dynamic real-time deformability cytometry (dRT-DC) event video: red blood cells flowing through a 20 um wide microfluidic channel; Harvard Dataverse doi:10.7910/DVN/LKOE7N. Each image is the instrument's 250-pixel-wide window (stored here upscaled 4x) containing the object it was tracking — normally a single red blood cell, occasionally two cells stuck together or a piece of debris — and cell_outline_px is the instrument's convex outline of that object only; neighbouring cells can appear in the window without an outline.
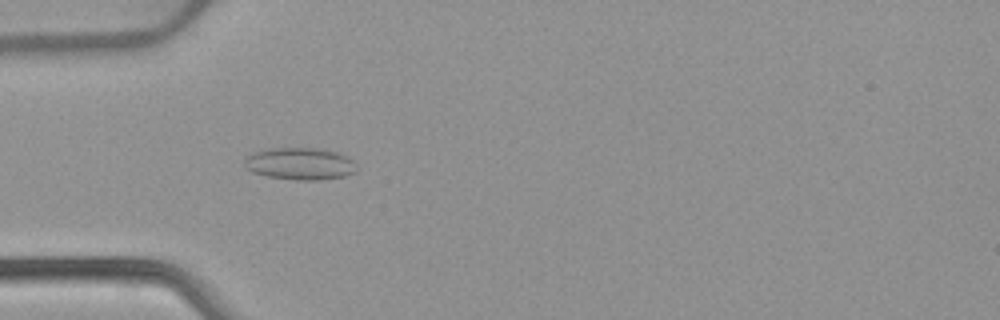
{"species": "common noctule bat (a hibernating species)", "species_latin": "Nyctalus noctula", "temperature_condition": "warm", "stored_images_in_passage": 44, "camera_frame_rate_fps": 3000, "um_per_image_px": 0.085, "animal": {"sex": "female", "body_mass_g": 22.7, "forearm_length_mm": 54.2}, "frame": {"image": 1, "passage_image": 8, "time_ms": 2.333, "image_size_px": [1000, 320], "cell_outline_px": [[356, 172], [344, 176], [320, 180], [296, 180], [268, 176], [252, 172], [244, 168], [244, 160], [252, 152], [268, 148], [324, 148], [336, 152], [352, 160], [356, 168]], "centroid_in_image_um": [25.46, 13.91], "position_along_channel_um": 59.5, "area_um2": 21.1}}
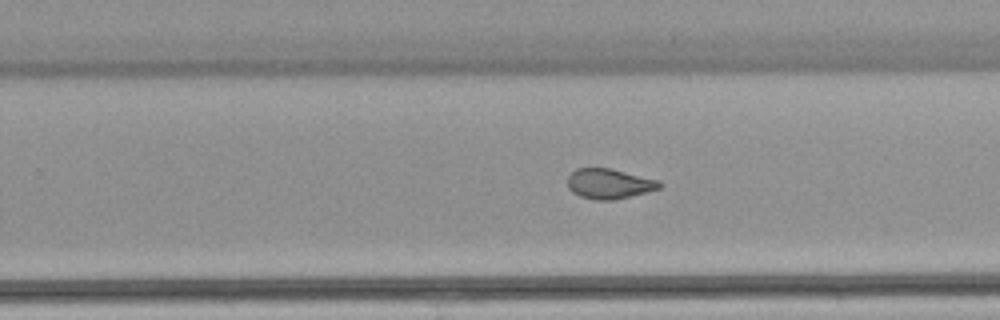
{"frame": {"image": 2, "passage_image": 25, "time_ms": 8.0, "image_size_px": [1000, 320], "cell_outline_px": [[664, 184], [660, 188], [612, 200], [596, 200], [580, 196], [572, 192], [568, 188], [568, 176], [576, 168], [612, 168], [660, 180]], "centroid_in_image_um": [51.79, 15.6], "position_along_channel_um": 278.0, "area_um2": 16.13}}
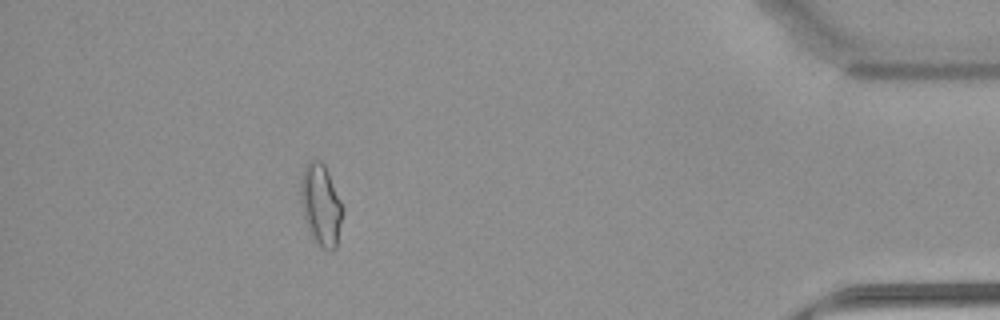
{"frame": {"image": 3, "passage_image": 39, "time_ms": 12.667, "image_size_px": [1000, 320], "cell_outline_px": [[344, 212], [336, 248], [332, 252], [324, 248], [316, 240], [308, 228], [304, 216], [300, 200], [300, 180], [304, 164], [308, 160], [320, 160], [324, 164], [328, 172], [344, 208]], "centroid_in_image_um": [27.28, 17.37], "position_along_channel_um": 407.9, "area_um2": 20.0}, "authors_computed_cell_mechanics": {"area_um2": 17.1088, "velocity_mm_per_s": 3.9118, "shape_relaxation_time_tau1_ms": null, "shape_relaxation_time_tau2_ms": 1.2539, "deformation_change_tau1": null, "deformation_change_tau2": 0.0653}}